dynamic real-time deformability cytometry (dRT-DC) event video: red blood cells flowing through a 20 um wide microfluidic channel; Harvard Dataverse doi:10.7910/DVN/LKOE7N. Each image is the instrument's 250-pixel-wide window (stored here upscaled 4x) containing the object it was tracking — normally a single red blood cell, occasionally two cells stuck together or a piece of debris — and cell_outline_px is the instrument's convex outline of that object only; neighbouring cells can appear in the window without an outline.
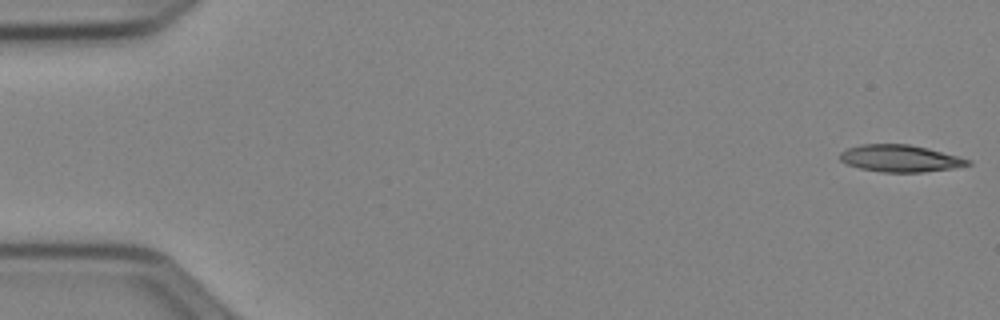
{"species": "Egyptian fruit bat (a non-hibernating species)", "species_latin": "Rousettus aegyptiacus", "temperature_condition": "cold", "stored_images_in_passage": 51, "camera_frame_rate_fps": 3000, "um_per_image_px": 0.085, "animal": {"sex": "female"}, "frame": {"image": 1, "passage_image": 1, "time_ms": 0.0, "image_size_px": [1000, 320], "cell_outline_px": [[972, 164], [952, 168], [924, 172], [884, 172], [860, 168], [848, 164], [840, 160], [840, 152], [848, 148], [860, 144], [908, 144], [928, 148], [972, 160]], "centroid_in_image_um": [76.52, 13.46], "position_along_channel_um": 8.5, "area_um2": 20.0}}
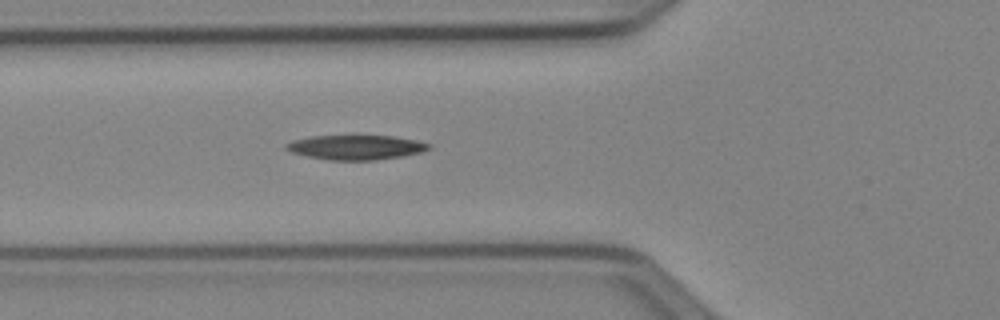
{"frame": {"image": 2, "passage_image": 19, "time_ms": 6.0, "image_size_px": [1000, 320], "cell_outline_px": [[432, 148], [420, 152], [404, 156], [376, 160], [328, 160], [308, 156], [292, 152], [284, 148], [284, 144], [292, 140], [308, 136], [356, 132], [392, 136], [416, 140], [432, 144]], "centroid_in_image_um": [30.23, 12.46], "position_along_channel_um": 95.6, "area_um2": 21.73}}
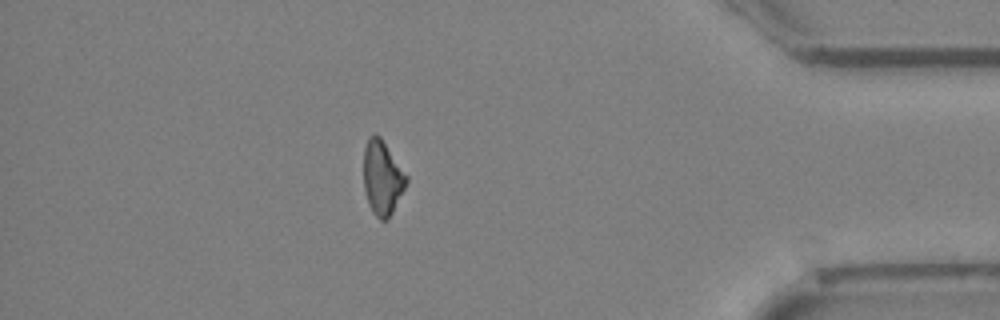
{"frame": {"image": 3, "passage_image": 45, "time_ms": 14.667, "image_size_px": [1000, 320], "cell_outline_px": [[408, 180], [388, 220], [380, 220], [372, 212], [368, 204], [364, 188], [364, 148], [368, 136], [376, 132], [380, 136], [408, 176]], "centroid_in_image_um": [32.48, 15.09], "position_along_channel_um": 402.7, "area_um2": 18.5}}